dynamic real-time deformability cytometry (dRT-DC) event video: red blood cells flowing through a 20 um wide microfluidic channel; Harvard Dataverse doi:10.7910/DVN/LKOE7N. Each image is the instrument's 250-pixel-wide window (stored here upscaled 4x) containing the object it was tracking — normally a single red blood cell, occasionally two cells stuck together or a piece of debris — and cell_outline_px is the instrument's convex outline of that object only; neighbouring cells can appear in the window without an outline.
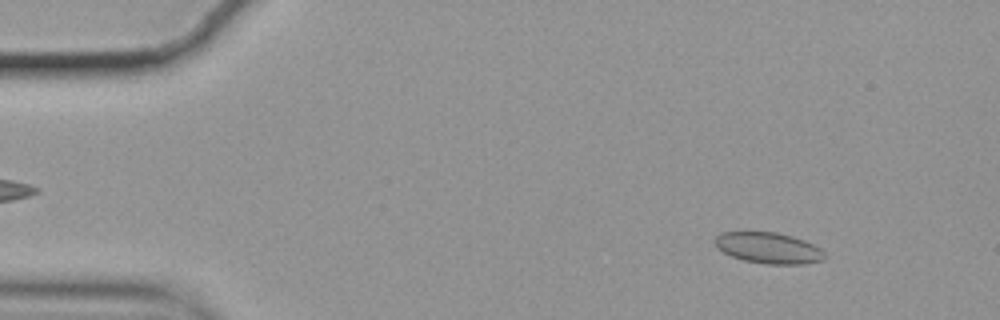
{"species": "common noctule bat (a hibernating species)", "species_latin": "Nyctalus noctula", "temperature_condition": "cold", "stored_images_in_passage": 56, "camera_frame_rate_fps": 3000, "um_per_image_px": 0.085, "animal": {"sex": "female", "body_mass_g": 19.9}, "frame": {"image": 1, "passage_image": 6, "time_ms": 1.667, "image_size_px": [1000, 320], "cell_outline_px": [[824, 260], [804, 264], [764, 264], [744, 260], [732, 256], [716, 248], [712, 240], [720, 232], [776, 232], [792, 236], [804, 240], [820, 248], [824, 252]], "centroid_in_image_um": [65.29, 21.07], "position_along_channel_um": 19.7, "area_um2": 19.94}}
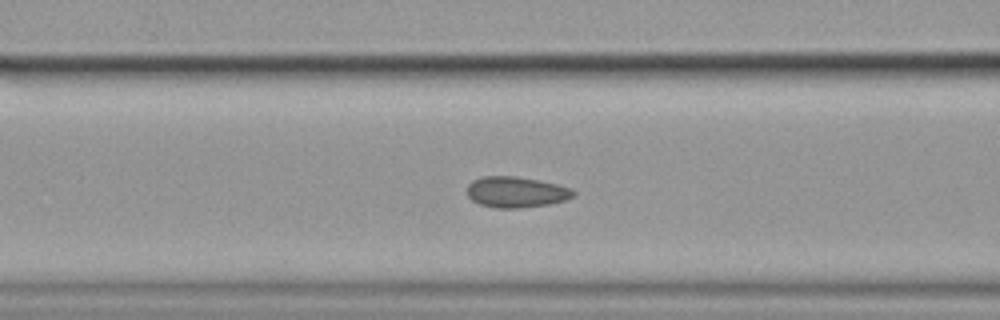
{"frame": {"image": 2, "passage_image": 22, "time_ms": 7.0, "image_size_px": [1000, 320], "cell_outline_px": [[576, 196], [564, 200], [548, 204], [520, 208], [496, 208], [480, 204], [472, 200], [468, 196], [468, 184], [472, 180], [484, 176], [516, 176], [556, 184], [572, 188], [576, 192]], "centroid_in_image_um": [43.88, 16.32], "position_along_channel_um": 122.7, "area_um2": 19.07}}
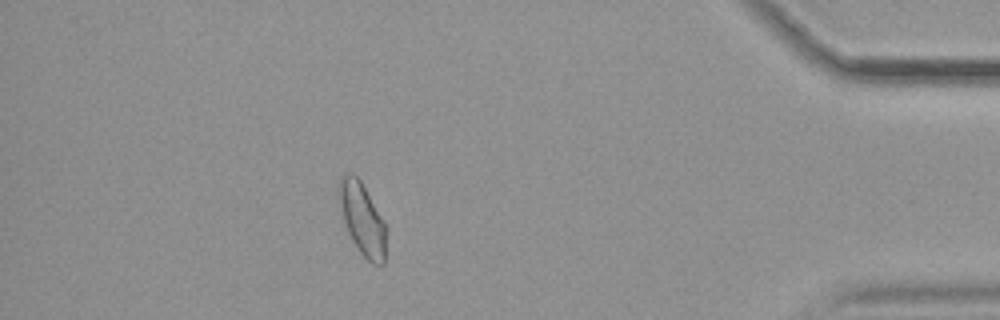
{"frame": {"image": 3, "passage_image": 50, "time_ms": 16.333, "image_size_px": [1000, 320], "cell_outline_px": [[384, 264], [372, 264], [360, 252], [352, 240], [348, 232], [344, 220], [336, 192], [336, 188], [344, 172], [352, 172], [360, 180], [384, 220]], "centroid_in_image_um": [30.74, 18.54], "position_along_channel_um": 404.5, "area_um2": 19.54}, "authors_computed_cell_mechanics": {"area_um2": 19.5653, "velocity_mm_per_s": 3.5145, "shape_relaxation_time_tau1_ms": null, "shape_relaxation_time_tau2_ms": 1.2269, "deformation_change_tau1": null, "deformation_change_tau2": 0.0576}}